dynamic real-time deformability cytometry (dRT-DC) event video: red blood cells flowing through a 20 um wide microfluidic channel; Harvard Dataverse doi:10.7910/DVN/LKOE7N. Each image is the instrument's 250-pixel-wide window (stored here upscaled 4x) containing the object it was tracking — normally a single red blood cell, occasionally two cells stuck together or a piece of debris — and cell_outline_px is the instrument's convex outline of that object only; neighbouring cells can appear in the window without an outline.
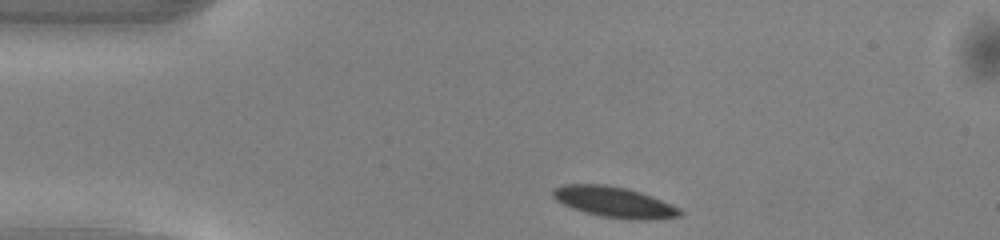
{"species": "common noctule bat (a hibernating species)", "species_latin": "Nyctalus noctula", "temperature_condition": "warm", "stored_images_in_passage": 41, "camera_frame_rate_fps": 3000, "um_per_image_px": 0.085, "animal": {"sex": "male", "body_mass_g": 13.0, "forearm_length_mm": 53.1}, "frame": {"image": 1, "passage_image": 1, "time_ms": 0.0, "image_size_px": [1000, 240], "cell_outline_px": [[684, 212], [680, 216], [648, 220], [628, 220], [600, 216], [584, 212], [572, 208], [556, 200], [552, 196], [552, 188], [564, 184], [604, 184], [624, 188], [640, 192], [680, 208]], "centroid_in_image_um": [52.18, 17.18], "position_along_channel_um": 32.8, "area_um2": 22.72}}
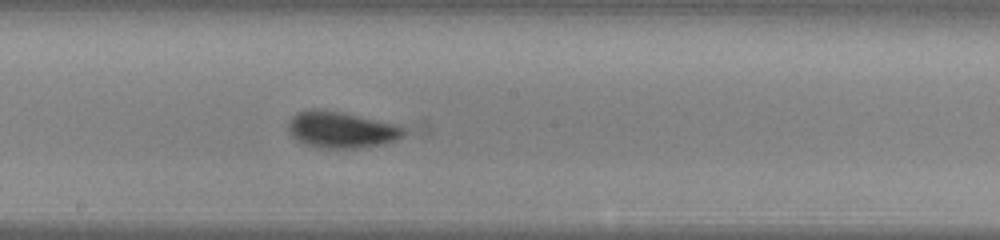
{"frame": {"image": 2, "passage_image": 18, "time_ms": 5.667, "image_size_px": [1000, 240], "cell_outline_px": [[408, 132], [404, 136], [396, 140], [380, 144], [356, 148], [316, 148], [296, 140], [288, 132], [288, 120], [296, 112], [312, 108], [316, 108], [340, 112], [404, 124], [408, 128]], "centroid_in_image_um": [29.06, 11.01], "position_along_channel_um": 219.1, "area_um2": 25.2}}
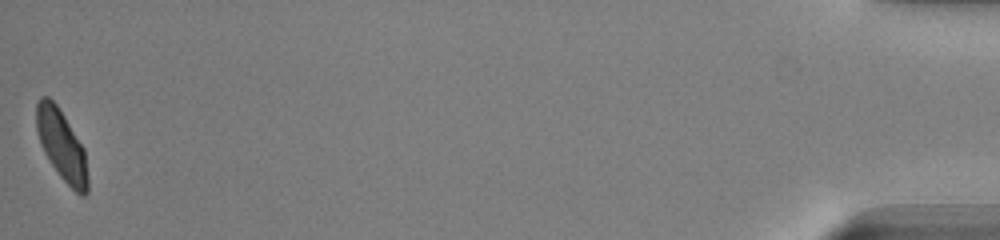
{"frame": {"image": 3, "passage_image": 41, "time_ms": 13.333, "image_size_px": [1000, 240], "cell_outline_px": [[88, 192], [84, 196], [80, 196], [60, 176], [44, 152], [40, 144], [36, 128], [36, 104], [40, 96], [48, 96], [56, 104], [64, 116], [84, 148], [88, 176]], "centroid_in_image_um": [5.24, 12.34], "position_along_channel_um": 430.0, "area_um2": 20.98}, "authors_computed_cell_mechanics": {"area_um2": 22.7732, "velocity_mm_per_s": 4.0836, "shape_relaxation_time_tau1_ms": 2.1582, "shape_relaxation_time_tau2_ms": 1.8471, "deformation_change_tau1": 0.1109, "deformation_change_tau2": 0.0464}}